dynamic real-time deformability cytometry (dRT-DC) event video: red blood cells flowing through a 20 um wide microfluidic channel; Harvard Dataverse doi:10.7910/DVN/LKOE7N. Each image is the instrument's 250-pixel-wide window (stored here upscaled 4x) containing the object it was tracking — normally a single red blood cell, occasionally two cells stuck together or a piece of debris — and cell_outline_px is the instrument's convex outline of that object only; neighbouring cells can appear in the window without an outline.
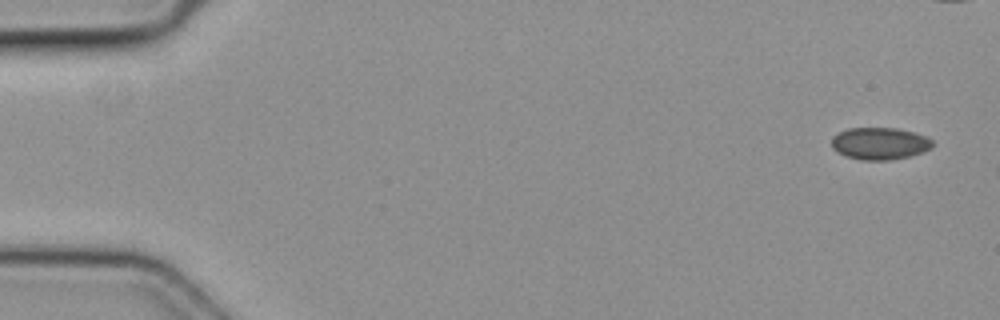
{"species": "common noctule bat (a hibernating species)", "species_latin": "Nyctalus noctula", "temperature_condition": "cold", "stored_images_in_passage": 6, "segment_of_instrument_passage": [2, 2], "camera_frame_rate_fps": 3000, "um_per_image_px": 0.085, "animal": {"sex": "female", "body_mass_g": 19.3, "forearm_length_mm": 54.1}, "frame": {"image": 1, "passage_image": 6, "time_ms": 1.667, "image_size_px": [1000, 320], "cell_outline_px": [[936, 144], [932, 148], [908, 156], [888, 160], [860, 160], [844, 156], [836, 152], [832, 148], [832, 136], [848, 128], [896, 128], [916, 132], [932, 140]], "centroid_in_image_um": [74.76, 12.19], "position_along_channel_um": 10.2, "area_um2": 19.02}}